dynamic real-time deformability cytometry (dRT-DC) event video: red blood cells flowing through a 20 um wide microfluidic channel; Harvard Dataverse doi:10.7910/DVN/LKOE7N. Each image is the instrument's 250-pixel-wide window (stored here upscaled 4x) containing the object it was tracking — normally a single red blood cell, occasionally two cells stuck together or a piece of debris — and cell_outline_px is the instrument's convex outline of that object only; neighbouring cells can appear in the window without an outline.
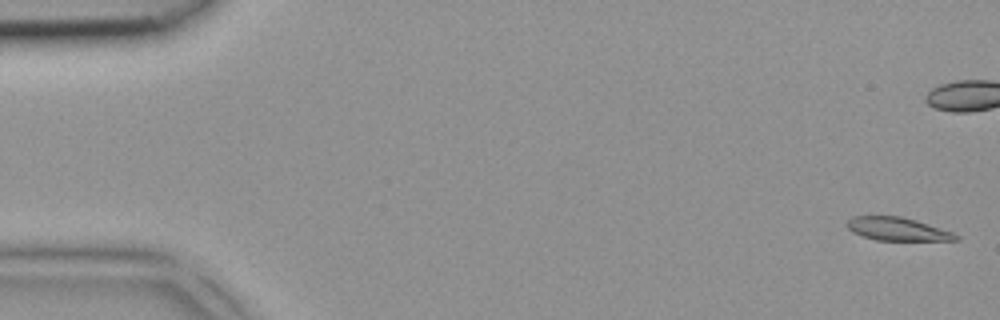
{"species": "common noctule bat (a hibernating species)", "species_latin": "Nyctalus noctula", "temperature_condition": "room temperature", "stored_images_in_passage": 5, "camera_frame_rate_fps": 3000, "um_per_image_px": 0.085, "animal": {"sex": "female", "body_mass_g": 18.4}, "frame": {"image": 1, "passage_image": 1, "time_ms": 0.0, "image_size_px": [1000, 320], "cell_outline_px": [[960, 240], [876, 240], [852, 232], [848, 228], [848, 220], [852, 216], [900, 216], [916, 220], [952, 232], [960, 236]], "centroid_in_image_um": [76.29, 19.46], "position_along_channel_um": 8.7, "area_um2": 14.51}}
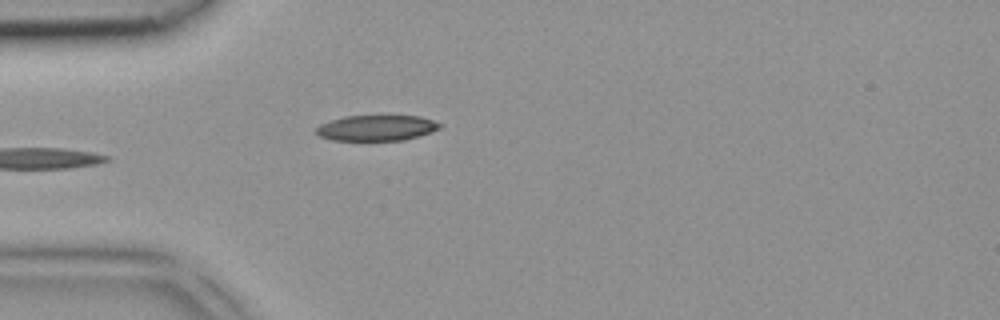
{"frame": {"image": 2, "passage_image": 5, "time_ms": 1.333, "image_size_px": [1000, 320], "cell_outline_px": [[440, 128], [432, 132], [420, 136], [404, 140], [332, 140], [320, 136], [316, 132], [316, 128], [320, 124], [344, 116], [420, 116], [432, 120], [440, 124]], "centroid_in_image_um": [32.02, 10.87], "position_along_channel_um": 53.0, "area_um2": 18.32}}